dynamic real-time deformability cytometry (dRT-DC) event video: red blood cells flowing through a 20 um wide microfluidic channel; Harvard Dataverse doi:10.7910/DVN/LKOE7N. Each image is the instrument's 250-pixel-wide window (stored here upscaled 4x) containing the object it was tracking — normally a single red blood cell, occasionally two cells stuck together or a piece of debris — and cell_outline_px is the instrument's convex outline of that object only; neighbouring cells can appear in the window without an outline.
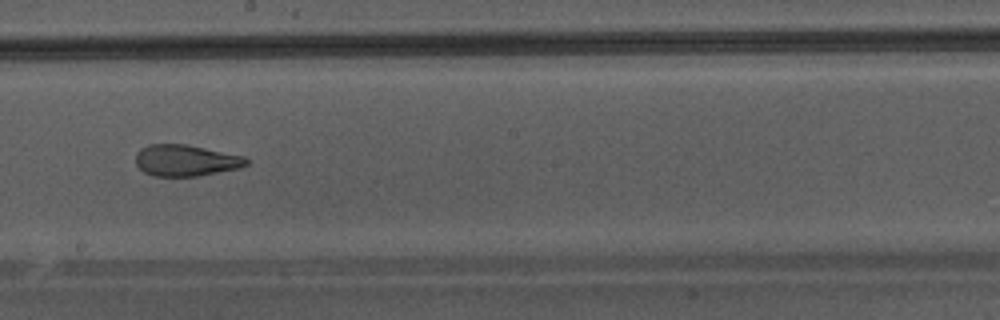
{"species": "Egyptian fruit bat (a non-hibernating species)", "species_latin": "Rousettus aegyptiacus", "temperature_condition": "warm", "stored_images_in_passage": 45, "camera_frame_rate_fps": 3000, "um_per_image_px": 0.085, "animal": {"sex": "male"}, "frame": {"image": 1, "passage_image": 26, "time_ms": 8.333, "image_size_px": [1000, 320], "cell_outline_px": [[248, 164], [240, 168], [196, 176], [156, 176], [144, 172], [136, 164], [136, 152], [140, 148], [148, 144], [188, 144], [244, 156], [248, 160]], "centroid_in_image_um": [15.78, 13.62], "position_along_channel_um": 232.4, "area_um2": 20.29}}